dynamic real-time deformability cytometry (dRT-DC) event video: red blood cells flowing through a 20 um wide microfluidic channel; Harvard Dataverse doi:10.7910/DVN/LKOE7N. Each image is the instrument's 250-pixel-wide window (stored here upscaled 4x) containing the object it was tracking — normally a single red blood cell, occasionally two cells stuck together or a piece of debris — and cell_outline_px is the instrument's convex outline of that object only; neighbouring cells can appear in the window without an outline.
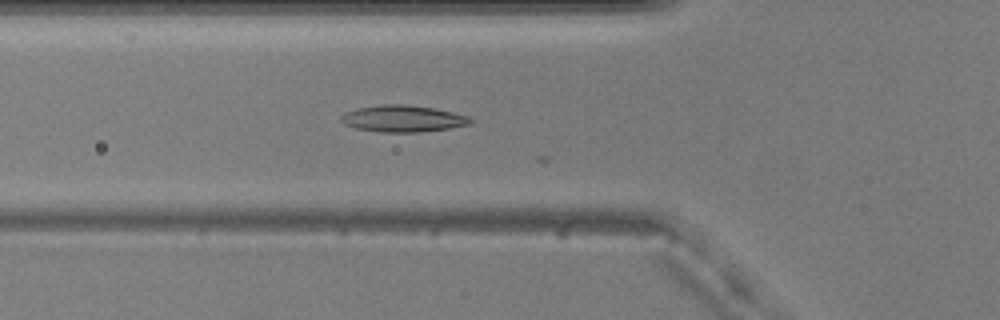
{"species": "common noctule bat (a hibernating species)", "species_latin": "Nyctalus noctula", "temperature_condition": "warm", "stored_images_in_passage": 27, "camera_frame_rate_fps": 3000, "um_per_image_px": 0.085, "animal": {"sex": "male", "body_mass_g": 20.5, "forearm_length_mm": 52.5}, "frame": {"image": 1, "passage_image": 19, "time_ms": 6.0, "image_size_px": [1000, 320], "cell_outline_px": [[472, 124], [452, 128], [420, 132], [380, 132], [356, 128], [344, 124], [340, 120], [340, 116], [356, 108], [384, 104], [408, 104], [432, 108], [452, 112], [468, 116], [472, 120]], "centroid_in_image_um": [34.26, 10.09], "position_along_channel_um": 91.5, "area_um2": 20.11}}
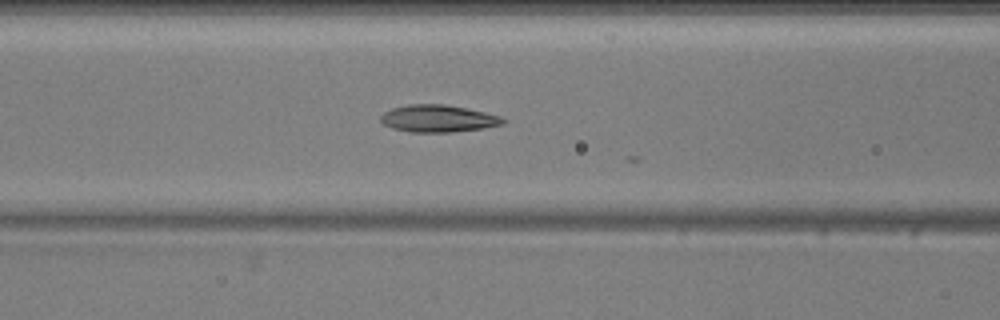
{"frame": {"image": 2, "passage_image": 22, "time_ms": 7.0, "image_size_px": [1000, 320], "cell_outline_px": [[508, 120], [504, 124], [484, 128], [452, 132], [412, 132], [392, 128], [384, 124], [380, 120], [380, 116], [384, 112], [392, 108], [408, 104], [444, 104], [484, 112], [500, 116]], "centroid_in_image_um": [37.25, 10.08], "position_along_channel_um": 129.4, "area_um2": 19.36}}
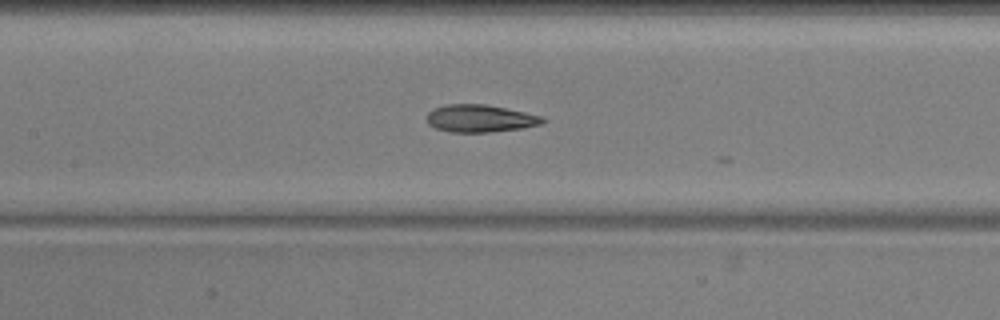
{"frame": {"image": 3, "passage_image": 25, "time_ms": 8.0, "image_size_px": [1000, 320], "cell_outline_px": [[544, 120], [540, 124], [524, 128], [492, 132], [452, 132], [436, 128], [428, 124], [428, 112], [432, 108], [444, 104], [484, 104], [544, 116]], "centroid_in_image_um": [40.79, 10.06], "position_along_channel_um": 166.6, "area_um2": 18.5}}